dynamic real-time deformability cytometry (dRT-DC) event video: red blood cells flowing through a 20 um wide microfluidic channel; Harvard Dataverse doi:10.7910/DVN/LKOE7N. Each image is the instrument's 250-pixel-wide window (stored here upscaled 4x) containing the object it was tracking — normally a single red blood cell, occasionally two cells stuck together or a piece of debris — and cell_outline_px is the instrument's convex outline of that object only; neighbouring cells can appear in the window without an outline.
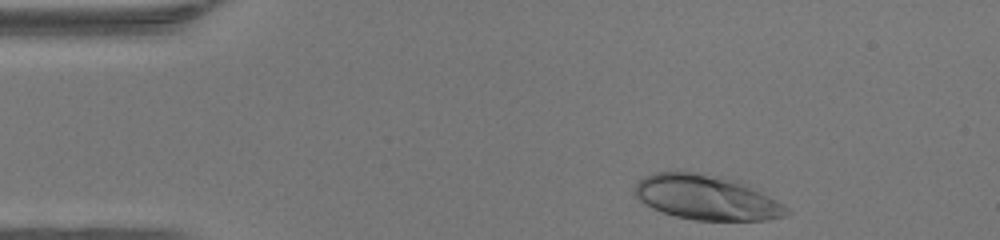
{"species": "human", "species_latin": "Homo sapiens", "temperature_condition": "warm", "stored_images_in_passage": 35, "camera_frame_rate_fps": 3000, "um_per_image_px": 0.085, "donor": {"sex": "female"}, "frame": {"image": 1, "passage_image": 2, "time_ms": 0.333, "image_size_px": [1000, 240], "cell_outline_px": [[792, 212], [788, 216], [768, 220], [696, 220], [676, 216], [652, 208], [640, 200], [632, 192], [636, 184], [644, 176], [656, 172], [696, 172], [720, 176], [736, 180], [748, 184], [784, 204]], "centroid_in_image_um": [60.1, 16.79], "position_along_channel_um": 24.9, "area_um2": 39.77}}
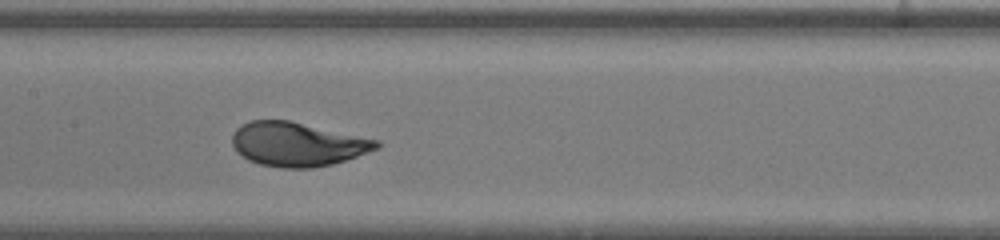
{"frame": {"image": 2, "passage_image": 18, "time_ms": 5.667, "image_size_px": [1000, 240], "cell_outline_px": [[380, 148], [332, 164], [312, 168], [280, 168], [260, 164], [248, 160], [236, 152], [232, 144], [232, 136], [236, 128], [252, 120], [288, 120], [380, 140]], "centroid_in_image_um": [25.27, 12.26], "position_along_channel_um": 182.1, "area_um2": 36.99}}
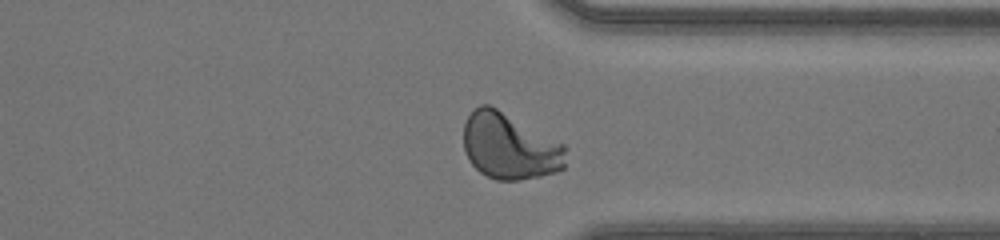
{"frame": {"image": 3, "passage_image": 31, "time_ms": 10.0, "image_size_px": [1000, 240], "cell_outline_px": [[564, 168], [556, 172], [540, 176], [520, 180], [496, 180], [480, 172], [468, 160], [464, 148], [464, 124], [472, 108], [480, 104], [488, 104], [496, 108], [564, 144]], "centroid_in_image_um": [43.28, 12.44], "position_along_channel_um": 368.1, "area_um2": 39.19}, "authors_computed_cell_mechanics": {"area_um2": 37.4544, "velocity_mm_per_s": 4.3157, "shape_relaxation_time_tau1_ms": 2.5633, "shape_relaxation_time_tau2_ms": null, "deformation_change_tau1": 0.1692, "deformation_change_tau2": null}}